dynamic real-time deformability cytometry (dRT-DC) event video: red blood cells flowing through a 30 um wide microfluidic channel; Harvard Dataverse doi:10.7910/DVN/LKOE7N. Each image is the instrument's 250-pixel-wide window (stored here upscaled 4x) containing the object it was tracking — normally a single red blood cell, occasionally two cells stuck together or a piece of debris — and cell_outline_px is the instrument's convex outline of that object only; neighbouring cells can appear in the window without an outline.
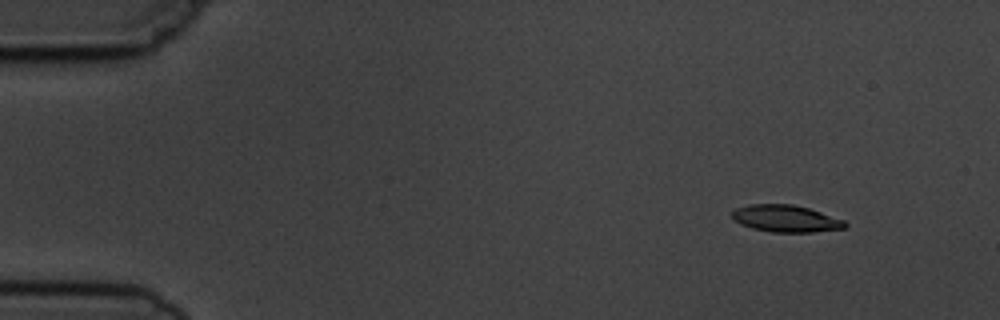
{"species": "common noctule bat (a hibernating species)", "species_latin": "Nyctalus noctula", "temperature_condition": "cold", "stored_images_in_passage": 4, "camera_frame_rate_fps": 3000, "um_per_image_px": 0.085, "animal": {"sex": "male", "body_mass_g": 19.5, "forearm_length_mm": 54.6}, "frame": {"image": 1, "passage_image": 1, "time_ms": 0.0, "image_size_px": [1000, 320], "cell_outline_px": [[848, 224], [844, 228], [812, 232], [772, 232], [752, 228], [740, 224], [732, 220], [732, 212], [736, 208], [748, 204], [792, 204], [808, 208], [844, 220]], "centroid_in_image_um": [66.75, 18.57], "position_along_channel_um": 18.2, "area_um2": 17.74}}
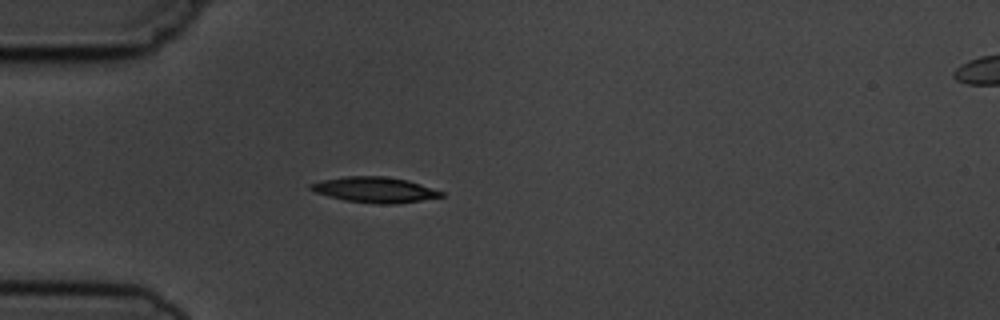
{"frame": {"image": 2, "passage_image": 4, "time_ms": 3.333, "image_size_px": [1000, 320], "cell_outline_px": [[444, 196], [396, 204], [380, 204], [344, 200], [328, 196], [316, 192], [308, 188], [308, 184], [324, 180], [348, 176], [384, 176], [408, 180], [444, 192]], "centroid_in_image_um": [31.85, 16.13], "position_along_channel_um": 53.1, "area_um2": 19.25}}